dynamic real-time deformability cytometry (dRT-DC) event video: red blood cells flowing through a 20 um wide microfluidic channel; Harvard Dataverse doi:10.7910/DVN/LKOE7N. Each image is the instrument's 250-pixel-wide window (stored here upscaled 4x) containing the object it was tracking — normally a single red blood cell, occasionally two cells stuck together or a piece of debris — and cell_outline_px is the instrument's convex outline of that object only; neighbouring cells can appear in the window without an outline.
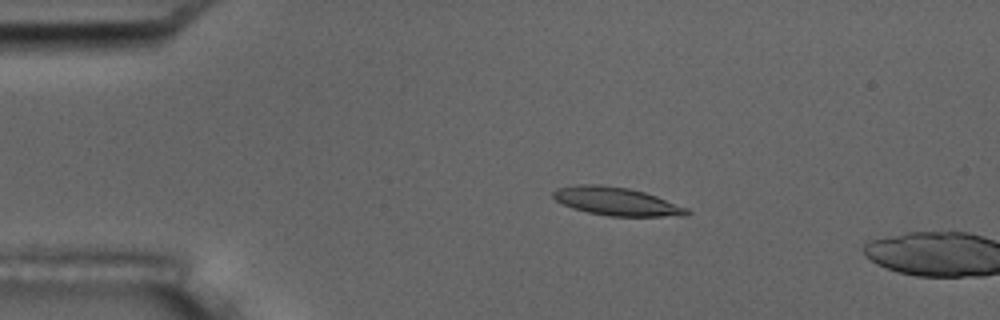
{"species": "common noctule bat (a hibernating species)", "species_latin": "Nyctalus noctula", "temperature_condition": "room temperature", "stored_images_in_passage": 3, "camera_frame_rate_fps": 3000, "um_per_image_px": 0.085, "animal": {"sex": "male", "body_mass_g": 17.5, "forearm_length_mm": 52.3}, "frame": {"image": 1, "passage_image": 2, "time_ms": 1.0, "image_size_px": [1000, 320], "cell_outline_px": [[692, 212], [688, 216], [608, 216], [588, 212], [572, 208], [556, 200], [552, 196], [552, 192], [556, 188], [576, 184], [600, 184], [628, 188], [644, 192], [656, 196], [688, 208]], "centroid_in_image_um": [52.41, 17.11], "position_along_channel_um": 32.6, "area_um2": 22.08}}